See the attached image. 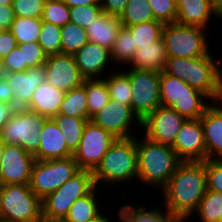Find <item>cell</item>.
I'll list each match as a JSON object with an SVG mask.
<instances>
[{
	"mask_svg": "<svg viewBox=\"0 0 222 222\" xmlns=\"http://www.w3.org/2000/svg\"><path fill=\"white\" fill-rule=\"evenodd\" d=\"M130 200V204L124 203L119 207L117 216L121 222H169L172 217L161 208L155 207L151 210H147L146 205H135Z\"/></svg>",
	"mask_w": 222,
	"mask_h": 222,
	"instance_id": "4316f807",
	"label": "cell"
},
{
	"mask_svg": "<svg viewBox=\"0 0 222 222\" xmlns=\"http://www.w3.org/2000/svg\"><path fill=\"white\" fill-rule=\"evenodd\" d=\"M186 120L172 108L159 106L141 122V132L156 143L172 145Z\"/></svg>",
	"mask_w": 222,
	"mask_h": 222,
	"instance_id": "5bb4252c",
	"label": "cell"
},
{
	"mask_svg": "<svg viewBox=\"0 0 222 222\" xmlns=\"http://www.w3.org/2000/svg\"><path fill=\"white\" fill-rule=\"evenodd\" d=\"M206 159H222V103L213 102L200 118Z\"/></svg>",
	"mask_w": 222,
	"mask_h": 222,
	"instance_id": "ffe728a7",
	"label": "cell"
},
{
	"mask_svg": "<svg viewBox=\"0 0 222 222\" xmlns=\"http://www.w3.org/2000/svg\"><path fill=\"white\" fill-rule=\"evenodd\" d=\"M46 0H13L15 17L41 18Z\"/></svg>",
	"mask_w": 222,
	"mask_h": 222,
	"instance_id": "7bdbcfd3",
	"label": "cell"
},
{
	"mask_svg": "<svg viewBox=\"0 0 222 222\" xmlns=\"http://www.w3.org/2000/svg\"><path fill=\"white\" fill-rule=\"evenodd\" d=\"M160 100L161 106L172 108L187 120L200 119L213 103L203 92L164 71L160 72Z\"/></svg>",
	"mask_w": 222,
	"mask_h": 222,
	"instance_id": "5b68a950",
	"label": "cell"
},
{
	"mask_svg": "<svg viewBox=\"0 0 222 222\" xmlns=\"http://www.w3.org/2000/svg\"><path fill=\"white\" fill-rule=\"evenodd\" d=\"M194 214L198 222H222V193L207 190Z\"/></svg>",
	"mask_w": 222,
	"mask_h": 222,
	"instance_id": "d6a6232c",
	"label": "cell"
},
{
	"mask_svg": "<svg viewBox=\"0 0 222 222\" xmlns=\"http://www.w3.org/2000/svg\"><path fill=\"white\" fill-rule=\"evenodd\" d=\"M169 222H184V221H181V220H178V219H171Z\"/></svg>",
	"mask_w": 222,
	"mask_h": 222,
	"instance_id": "94428289",
	"label": "cell"
},
{
	"mask_svg": "<svg viewBox=\"0 0 222 222\" xmlns=\"http://www.w3.org/2000/svg\"><path fill=\"white\" fill-rule=\"evenodd\" d=\"M171 146L181 161H205L206 145L200 119L186 120Z\"/></svg>",
	"mask_w": 222,
	"mask_h": 222,
	"instance_id": "e0dca14e",
	"label": "cell"
},
{
	"mask_svg": "<svg viewBox=\"0 0 222 222\" xmlns=\"http://www.w3.org/2000/svg\"><path fill=\"white\" fill-rule=\"evenodd\" d=\"M60 115L78 117L90 120L87 108V96L85 90V80L82 85L65 92L63 102L59 109Z\"/></svg>",
	"mask_w": 222,
	"mask_h": 222,
	"instance_id": "83f0119b",
	"label": "cell"
},
{
	"mask_svg": "<svg viewBox=\"0 0 222 222\" xmlns=\"http://www.w3.org/2000/svg\"><path fill=\"white\" fill-rule=\"evenodd\" d=\"M121 27L120 16H112L102 12L94 19L93 23L86 28L88 41L111 51Z\"/></svg>",
	"mask_w": 222,
	"mask_h": 222,
	"instance_id": "603a6c76",
	"label": "cell"
},
{
	"mask_svg": "<svg viewBox=\"0 0 222 222\" xmlns=\"http://www.w3.org/2000/svg\"><path fill=\"white\" fill-rule=\"evenodd\" d=\"M15 19L12 5L0 4V24L6 29H10L12 22Z\"/></svg>",
	"mask_w": 222,
	"mask_h": 222,
	"instance_id": "681fc988",
	"label": "cell"
},
{
	"mask_svg": "<svg viewBox=\"0 0 222 222\" xmlns=\"http://www.w3.org/2000/svg\"><path fill=\"white\" fill-rule=\"evenodd\" d=\"M49 118L26 108L16 109L0 132L5 144L19 145L34 155L39 148L40 131Z\"/></svg>",
	"mask_w": 222,
	"mask_h": 222,
	"instance_id": "9c48e42d",
	"label": "cell"
},
{
	"mask_svg": "<svg viewBox=\"0 0 222 222\" xmlns=\"http://www.w3.org/2000/svg\"><path fill=\"white\" fill-rule=\"evenodd\" d=\"M73 57L85 79L104 78L108 72L117 69L114 68L111 51L89 41Z\"/></svg>",
	"mask_w": 222,
	"mask_h": 222,
	"instance_id": "ac0fdd59",
	"label": "cell"
},
{
	"mask_svg": "<svg viewBox=\"0 0 222 222\" xmlns=\"http://www.w3.org/2000/svg\"><path fill=\"white\" fill-rule=\"evenodd\" d=\"M164 23L158 20L139 23L127 28L130 30L136 48L149 45L162 38Z\"/></svg>",
	"mask_w": 222,
	"mask_h": 222,
	"instance_id": "d590c367",
	"label": "cell"
},
{
	"mask_svg": "<svg viewBox=\"0 0 222 222\" xmlns=\"http://www.w3.org/2000/svg\"><path fill=\"white\" fill-rule=\"evenodd\" d=\"M3 75L13 90V106L16 109L26 108L30 104L35 90L46 81L44 66Z\"/></svg>",
	"mask_w": 222,
	"mask_h": 222,
	"instance_id": "d6986e66",
	"label": "cell"
},
{
	"mask_svg": "<svg viewBox=\"0 0 222 222\" xmlns=\"http://www.w3.org/2000/svg\"><path fill=\"white\" fill-rule=\"evenodd\" d=\"M41 26V18L15 17L9 30L16 38L17 44H24L38 41Z\"/></svg>",
	"mask_w": 222,
	"mask_h": 222,
	"instance_id": "e575fe53",
	"label": "cell"
},
{
	"mask_svg": "<svg viewBox=\"0 0 222 222\" xmlns=\"http://www.w3.org/2000/svg\"><path fill=\"white\" fill-rule=\"evenodd\" d=\"M98 189L100 188L95 186L87 195L77 199L71 205L67 216L64 218V221L89 222L98 217L104 211V206L102 208V206L100 205L103 199H101L100 202L98 195L100 196L101 194L97 193L101 192H98Z\"/></svg>",
	"mask_w": 222,
	"mask_h": 222,
	"instance_id": "484cf974",
	"label": "cell"
},
{
	"mask_svg": "<svg viewBox=\"0 0 222 222\" xmlns=\"http://www.w3.org/2000/svg\"><path fill=\"white\" fill-rule=\"evenodd\" d=\"M208 29L182 25L178 23L164 24L162 39L167 57L198 58L210 52Z\"/></svg>",
	"mask_w": 222,
	"mask_h": 222,
	"instance_id": "52a82bcc",
	"label": "cell"
},
{
	"mask_svg": "<svg viewBox=\"0 0 222 222\" xmlns=\"http://www.w3.org/2000/svg\"><path fill=\"white\" fill-rule=\"evenodd\" d=\"M41 19L63 27L70 22L69 7L62 0H46Z\"/></svg>",
	"mask_w": 222,
	"mask_h": 222,
	"instance_id": "f35d334b",
	"label": "cell"
},
{
	"mask_svg": "<svg viewBox=\"0 0 222 222\" xmlns=\"http://www.w3.org/2000/svg\"><path fill=\"white\" fill-rule=\"evenodd\" d=\"M129 76L132 92V112L142 122L161 106L160 72L122 68Z\"/></svg>",
	"mask_w": 222,
	"mask_h": 222,
	"instance_id": "8fae6325",
	"label": "cell"
},
{
	"mask_svg": "<svg viewBox=\"0 0 222 222\" xmlns=\"http://www.w3.org/2000/svg\"><path fill=\"white\" fill-rule=\"evenodd\" d=\"M102 13L100 5H84L69 8L70 22L86 30L99 14Z\"/></svg>",
	"mask_w": 222,
	"mask_h": 222,
	"instance_id": "60d3db41",
	"label": "cell"
},
{
	"mask_svg": "<svg viewBox=\"0 0 222 222\" xmlns=\"http://www.w3.org/2000/svg\"><path fill=\"white\" fill-rule=\"evenodd\" d=\"M207 55L198 58L167 57L164 72L179 78L217 102L219 94V58Z\"/></svg>",
	"mask_w": 222,
	"mask_h": 222,
	"instance_id": "277c9868",
	"label": "cell"
},
{
	"mask_svg": "<svg viewBox=\"0 0 222 222\" xmlns=\"http://www.w3.org/2000/svg\"><path fill=\"white\" fill-rule=\"evenodd\" d=\"M15 110L16 108L13 105L0 102V132Z\"/></svg>",
	"mask_w": 222,
	"mask_h": 222,
	"instance_id": "f907efd6",
	"label": "cell"
},
{
	"mask_svg": "<svg viewBox=\"0 0 222 222\" xmlns=\"http://www.w3.org/2000/svg\"><path fill=\"white\" fill-rule=\"evenodd\" d=\"M43 222H65L64 220H51V221H43Z\"/></svg>",
	"mask_w": 222,
	"mask_h": 222,
	"instance_id": "91938a15",
	"label": "cell"
},
{
	"mask_svg": "<svg viewBox=\"0 0 222 222\" xmlns=\"http://www.w3.org/2000/svg\"><path fill=\"white\" fill-rule=\"evenodd\" d=\"M136 49L130 30L122 26L111 49V58L115 68L120 69L126 67V65L128 66L133 59Z\"/></svg>",
	"mask_w": 222,
	"mask_h": 222,
	"instance_id": "f1b7e54d",
	"label": "cell"
},
{
	"mask_svg": "<svg viewBox=\"0 0 222 222\" xmlns=\"http://www.w3.org/2000/svg\"><path fill=\"white\" fill-rule=\"evenodd\" d=\"M88 42L86 30L74 23L61 27V53L74 55Z\"/></svg>",
	"mask_w": 222,
	"mask_h": 222,
	"instance_id": "8d00e7d4",
	"label": "cell"
},
{
	"mask_svg": "<svg viewBox=\"0 0 222 222\" xmlns=\"http://www.w3.org/2000/svg\"><path fill=\"white\" fill-rule=\"evenodd\" d=\"M13 0H0L2 5H12Z\"/></svg>",
	"mask_w": 222,
	"mask_h": 222,
	"instance_id": "6f0895ef",
	"label": "cell"
},
{
	"mask_svg": "<svg viewBox=\"0 0 222 222\" xmlns=\"http://www.w3.org/2000/svg\"><path fill=\"white\" fill-rule=\"evenodd\" d=\"M166 62V49L161 38L156 42L136 49L131 63L123 68L161 72L164 71Z\"/></svg>",
	"mask_w": 222,
	"mask_h": 222,
	"instance_id": "d4e9b609",
	"label": "cell"
},
{
	"mask_svg": "<svg viewBox=\"0 0 222 222\" xmlns=\"http://www.w3.org/2000/svg\"><path fill=\"white\" fill-rule=\"evenodd\" d=\"M80 169L73 156L54 160H35L29 187L34 194L44 199L57 190Z\"/></svg>",
	"mask_w": 222,
	"mask_h": 222,
	"instance_id": "30bf717a",
	"label": "cell"
},
{
	"mask_svg": "<svg viewBox=\"0 0 222 222\" xmlns=\"http://www.w3.org/2000/svg\"><path fill=\"white\" fill-rule=\"evenodd\" d=\"M0 102L13 105V90L3 74H0Z\"/></svg>",
	"mask_w": 222,
	"mask_h": 222,
	"instance_id": "c3c4849f",
	"label": "cell"
},
{
	"mask_svg": "<svg viewBox=\"0 0 222 222\" xmlns=\"http://www.w3.org/2000/svg\"><path fill=\"white\" fill-rule=\"evenodd\" d=\"M38 43L47 56L61 54V27L42 21Z\"/></svg>",
	"mask_w": 222,
	"mask_h": 222,
	"instance_id": "74e56055",
	"label": "cell"
},
{
	"mask_svg": "<svg viewBox=\"0 0 222 222\" xmlns=\"http://www.w3.org/2000/svg\"><path fill=\"white\" fill-rule=\"evenodd\" d=\"M222 59H219V94L217 102L222 103Z\"/></svg>",
	"mask_w": 222,
	"mask_h": 222,
	"instance_id": "db71d44e",
	"label": "cell"
},
{
	"mask_svg": "<svg viewBox=\"0 0 222 222\" xmlns=\"http://www.w3.org/2000/svg\"><path fill=\"white\" fill-rule=\"evenodd\" d=\"M17 46L22 51L23 71L29 68L44 66L47 54L43 51L38 41L18 44Z\"/></svg>",
	"mask_w": 222,
	"mask_h": 222,
	"instance_id": "ab89813d",
	"label": "cell"
},
{
	"mask_svg": "<svg viewBox=\"0 0 222 222\" xmlns=\"http://www.w3.org/2000/svg\"><path fill=\"white\" fill-rule=\"evenodd\" d=\"M137 180V137L116 139L93 171L95 186H117ZM107 184V185H106Z\"/></svg>",
	"mask_w": 222,
	"mask_h": 222,
	"instance_id": "3957f363",
	"label": "cell"
},
{
	"mask_svg": "<svg viewBox=\"0 0 222 222\" xmlns=\"http://www.w3.org/2000/svg\"><path fill=\"white\" fill-rule=\"evenodd\" d=\"M207 190L222 193V159H206Z\"/></svg>",
	"mask_w": 222,
	"mask_h": 222,
	"instance_id": "ee69618b",
	"label": "cell"
},
{
	"mask_svg": "<svg viewBox=\"0 0 222 222\" xmlns=\"http://www.w3.org/2000/svg\"><path fill=\"white\" fill-rule=\"evenodd\" d=\"M65 92L45 81L33 93L26 109L41 114L49 119L59 114Z\"/></svg>",
	"mask_w": 222,
	"mask_h": 222,
	"instance_id": "cb8c5ba5",
	"label": "cell"
},
{
	"mask_svg": "<svg viewBox=\"0 0 222 222\" xmlns=\"http://www.w3.org/2000/svg\"><path fill=\"white\" fill-rule=\"evenodd\" d=\"M44 68L46 81L64 92L82 85L85 80L75 63L73 55L62 53L48 55Z\"/></svg>",
	"mask_w": 222,
	"mask_h": 222,
	"instance_id": "2e32d148",
	"label": "cell"
},
{
	"mask_svg": "<svg viewBox=\"0 0 222 222\" xmlns=\"http://www.w3.org/2000/svg\"><path fill=\"white\" fill-rule=\"evenodd\" d=\"M94 187L93 172L80 169L57 190L42 199L43 221L64 220L71 205Z\"/></svg>",
	"mask_w": 222,
	"mask_h": 222,
	"instance_id": "ba28073f",
	"label": "cell"
},
{
	"mask_svg": "<svg viewBox=\"0 0 222 222\" xmlns=\"http://www.w3.org/2000/svg\"><path fill=\"white\" fill-rule=\"evenodd\" d=\"M52 119L63 132L67 148L74 154L78 149L84 127L89 120L60 114Z\"/></svg>",
	"mask_w": 222,
	"mask_h": 222,
	"instance_id": "4dcf8cb0",
	"label": "cell"
},
{
	"mask_svg": "<svg viewBox=\"0 0 222 222\" xmlns=\"http://www.w3.org/2000/svg\"><path fill=\"white\" fill-rule=\"evenodd\" d=\"M176 8L178 24L209 29L210 21L215 18L221 20L212 9L209 0H177Z\"/></svg>",
	"mask_w": 222,
	"mask_h": 222,
	"instance_id": "7402d4cb",
	"label": "cell"
},
{
	"mask_svg": "<svg viewBox=\"0 0 222 222\" xmlns=\"http://www.w3.org/2000/svg\"><path fill=\"white\" fill-rule=\"evenodd\" d=\"M0 219L8 222H43L42 199L29 184L0 185Z\"/></svg>",
	"mask_w": 222,
	"mask_h": 222,
	"instance_id": "8992f818",
	"label": "cell"
},
{
	"mask_svg": "<svg viewBox=\"0 0 222 222\" xmlns=\"http://www.w3.org/2000/svg\"><path fill=\"white\" fill-rule=\"evenodd\" d=\"M0 74H2V70H1V59H0Z\"/></svg>",
	"mask_w": 222,
	"mask_h": 222,
	"instance_id": "6125c7cd",
	"label": "cell"
},
{
	"mask_svg": "<svg viewBox=\"0 0 222 222\" xmlns=\"http://www.w3.org/2000/svg\"><path fill=\"white\" fill-rule=\"evenodd\" d=\"M107 213H101L98 217H96L94 220L89 222H112V219H110L109 215H106Z\"/></svg>",
	"mask_w": 222,
	"mask_h": 222,
	"instance_id": "11a10c76",
	"label": "cell"
},
{
	"mask_svg": "<svg viewBox=\"0 0 222 222\" xmlns=\"http://www.w3.org/2000/svg\"><path fill=\"white\" fill-rule=\"evenodd\" d=\"M35 160H54L73 156L67 148L63 132L53 119H48L40 131L38 151L33 155Z\"/></svg>",
	"mask_w": 222,
	"mask_h": 222,
	"instance_id": "44dd1931",
	"label": "cell"
},
{
	"mask_svg": "<svg viewBox=\"0 0 222 222\" xmlns=\"http://www.w3.org/2000/svg\"><path fill=\"white\" fill-rule=\"evenodd\" d=\"M69 8L84 5H100V0H62Z\"/></svg>",
	"mask_w": 222,
	"mask_h": 222,
	"instance_id": "816d5d0a",
	"label": "cell"
},
{
	"mask_svg": "<svg viewBox=\"0 0 222 222\" xmlns=\"http://www.w3.org/2000/svg\"><path fill=\"white\" fill-rule=\"evenodd\" d=\"M120 20L123 27H128L156 19L148 0H128Z\"/></svg>",
	"mask_w": 222,
	"mask_h": 222,
	"instance_id": "836d02e7",
	"label": "cell"
},
{
	"mask_svg": "<svg viewBox=\"0 0 222 222\" xmlns=\"http://www.w3.org/2000/svg\"><path fill=\"white\" fill-rule=\"evenodd\" d=\"M128 0H100L102 12L112 16H121Z\"/></svg>",
	"mask_w": 222,
	"mask_h": 222,
	"instance_id": "bcb514c9",
	"label": "cell"
},
{
	"mask_svg": "<svg viewBox=\"0 0 222 222\" xmlns=\"http://www.w3.org/2000/svg\"><path fill=\"white\" fill-rule=\"evenodd\" d=\"M6 144L4 143V141L0 138V161L2 159L3 156V152L5 149Z\"/></svg>",
	"mask_w": 222,
	"mask_h": 222,
	"instance_id": "9f6ffc18",
	"label": "cell"
},
{
	"mask_svg": "<svg viewBox=\"0 0 222 222\" xmlns=\"http://www.w3.org/2000/svg\"><path fill=\"white\" fill-rule=\"evenodd\" d=\"M212 9L222 21V0H209Z\"/></svg>",
	"mask_w": 222,
	"mask_h": 222,
	"instance_id": "f5cc1de1",
	"label": "cell"
},
{
	"mask_svg": "<svg viewBox=\"0 0 222 222\" xmlns=\"http://www.w3.org/2000/svg\"><path fill=\"white\" fill-rule=\"evenodd\" d=\"M5 30L6 28L0 24V34L3 33Z\"/></svg>",
	"mask_w": 222,
	"mask_h": 222,
	"instance_id": "680465c9",
	"label": "cell"
},
{
	"mask_svg": "<svg viewBox=\"0 0 222 222\" xmlns=\"http://www.w3.org/2000/svg\"><path fill=\"white\" fill-rule=\"evenodd\" d=\"M90 120L117 139L137 136L134 131H137L138 127L141 128V121L132 112L130 106L111 99L108 104L93 115Z\"/></svg>",
	"mask_w": 222,
	"mask_h": 222,
	"instance_id": "4fadbf2b",
	"label": "cell"
},
{
	"mask_svg": "<svg viewBox=\"0 0 222 222\" xmlns=\"http://www.w3.org/2000/svg\"><path fill=\"white\" fill-rule=\"evenodd\" d=\"M88 116L91 118L110 101L108 87L104 78L85 79Z\"/></svg>",
	"mask_w": 222,
	"mask_h": 222,
	"instance_id": "1f68e13d",
	"label": "cell"
},
{
	"mask_svg": "<svg viewBox=\"0 0 222 222\" xmlns=\"http://www.w3.org/2000/svg\"><path fill=\"white\" fill-rule=\"evenodd\" d=\"M2 74L11 72H23L22 51L16 46L9 55L1 60Z\"/></svg>",
	"mask_w": 222,
	"mask_h": 222,
	"instance_id": "f6af8a7d",
	"label": "cell"
},
{
	"mask_svg": "<svg viewBox=\"0 0 222 222\" xmlns=\"http://www.w3.org/2000/svg\"><path fill=\"white\" fill-rule=\"evenodd\" d=\"M116 139L91 120L87 121L78 149L73 154L78 168L93 172Z\"/></svg>",
	"mask_w": 222,
	"mask_h": 222,
	"instance_id": "7c38bea8",
	"label": "cell"
},
{
	"mask_svg": "<svg viewBox=\"0 0 222 222\" xmlns=\"http://www.w3.org/2000/svg\"><path fill=\"white\" fill-rule=\"evenodd\" d=\"M156 20L167 23H176L177 8L174 0H148Z\"/></svg>",
	"mask_w": 222,
	"mask_h": 222,
	"instance_id": "b9f144b4",
	"label": "cell"
},
{
	"mask_svg": "<svg viewBox=\"0 0 222 222\" xmlns=\"http://www.w3.org/2000/svg\"><path fill=\"white\" fill-rule=\"evenodd\" d=\"M206 191V160L182 161L160 193L162 207L173 219L188 222Z\"/></svg>",
	"mask_w": 222,
	"mask_h": 222,
	"instance_id": "6da1fadb",
	"label": "cell"
},
{
	"mask_svg": "<svg viewBox=\"0 0 222 222\" xmlns=\"http://www.w3.org/2000/svg\"><path fill=\"white\" fill-rule=\"evenodd\" d=\"M35 162L19 145L6 144L0 161V185L29 184Z\"/></svg>",
	"mask_w": 222,
	"mask_h": 222,
	"instance_id": "9a60e30c",
	"label": "cell"
},
{
	"mask_svg": "<svg viewBox=\"0 0 222 222\" xmlns=\"http://www.w3.org/2000/svg\"><path fill=\"white\" fill-rule=\"evenodd\" d=\"M16 38L9 29H6L0 34V59L10 54V52L17 46Z\"/></svg>",
	"mask_w": 222,
	"mask_h": 222,
	"instance_id": "7dc6e473",
	"label": "cell"
},
{
	"mask_svg": "<svg viewBox=\"0 0 222 222\" xmlns=\"http://www.w3.org/2000/svg\"><path fill=\"white\" fill-rule=\"evenodd\" d=\"M111 100H117L132 109V92L129 76L120 68L104 77Z\"/></svg>",
	"mask_w": 222,
	"mask_h": 222,
	"instance_id": "f546056e",
	"label": "cell"
},
{
	"mask_svg": "<svg viewBox=\"0 0 222 222\" xmlns=\"http://www.w3.org/2000/svg\"><path fill=\"white\" fill-rule=\"evenodd\" d=\"M140 134L141 138H137V183L162 191L182 161L171 145L156 143Z\"/></svg>",
	"mask_w": 222,
	"mask_h": 222,
	"instance_id": "7a4b0ae2",
	"label": "cell"
}]
</instances>
